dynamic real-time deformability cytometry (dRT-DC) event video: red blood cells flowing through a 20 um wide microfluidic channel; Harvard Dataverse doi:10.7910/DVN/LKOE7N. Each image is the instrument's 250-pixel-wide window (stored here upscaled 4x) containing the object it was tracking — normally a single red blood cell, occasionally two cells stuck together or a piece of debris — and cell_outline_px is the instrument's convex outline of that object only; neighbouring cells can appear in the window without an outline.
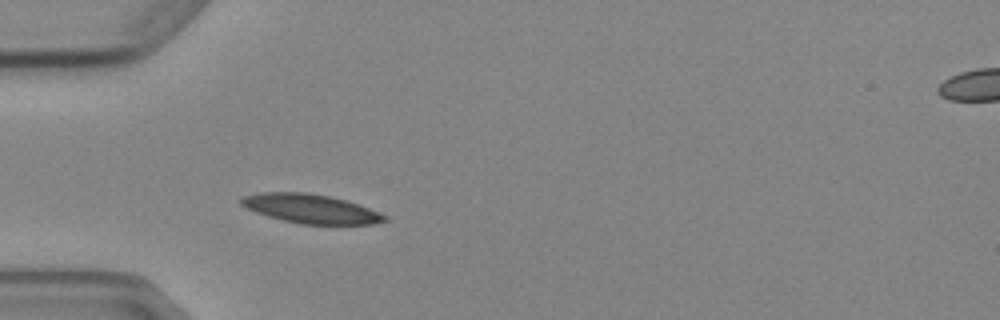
{"species": "Egyptian fruit bat (a non-hibernating species)", "species_latin": "Rousettus aegyptiacus", "temperature_condition": "cold", "stored_images_in_passage": 4, "camera_frame_rate_fps": 3000, "um_per_image_px": 0.085, "animal": {"sex": "female"}, "frame": {"image": 1, "passage_image": 4, "time_ms": 3.667, "image_size_px": [1000, 320], "cell_outline_px": [[388, 220], [372, 224], [300, 224], [268, 216], [256, 212], [240, 204], [240, 196], [260, 192], [308, 192], [332, 196], [368, 208], [388, 216]], "centroid_in_image_um": [26.38, 17.73], "position_along_channel_um": 58.6, "area_um2": 24.22}}